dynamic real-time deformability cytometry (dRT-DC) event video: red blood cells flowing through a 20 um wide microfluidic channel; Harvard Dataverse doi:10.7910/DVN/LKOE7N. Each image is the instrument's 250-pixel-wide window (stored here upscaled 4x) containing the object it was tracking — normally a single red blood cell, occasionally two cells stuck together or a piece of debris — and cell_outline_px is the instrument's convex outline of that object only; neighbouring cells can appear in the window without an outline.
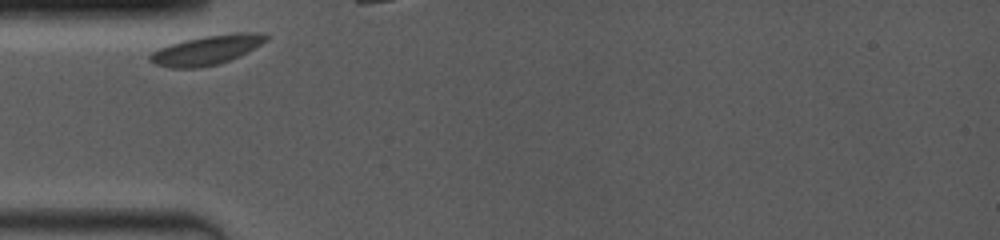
{"species": "common noctule bat (a hibernating species)", "species_latin": "Nyctalus noctula", "temperature_condition": "room temperature", "stored_images_in_passage": 10, "camera_frame_rate_fps": 4000, "um_per_image_px": 0.085, "animal": {"sex": "female", "body_mass_g": 19.0, "forearm_length_mm": 53.3}, "frame": {"image": 1, "passage_image": 1, "time_ms": 0.0, "image_size_px": [1000, 240], "cell_outline_px": [[268, 40], [240, 56], [216, 64], [196, 68], [172, 68], [156, 64], [148, 60], [148, 56], [152, 52], [160, 48], [184, 40], [204, 36], [236, 32], [264, 32], [268, 36]], "centroid_in_image_um": [17.6, 4.24], "position_along_channel_um": 67.4, "area_um2": 19.77}}